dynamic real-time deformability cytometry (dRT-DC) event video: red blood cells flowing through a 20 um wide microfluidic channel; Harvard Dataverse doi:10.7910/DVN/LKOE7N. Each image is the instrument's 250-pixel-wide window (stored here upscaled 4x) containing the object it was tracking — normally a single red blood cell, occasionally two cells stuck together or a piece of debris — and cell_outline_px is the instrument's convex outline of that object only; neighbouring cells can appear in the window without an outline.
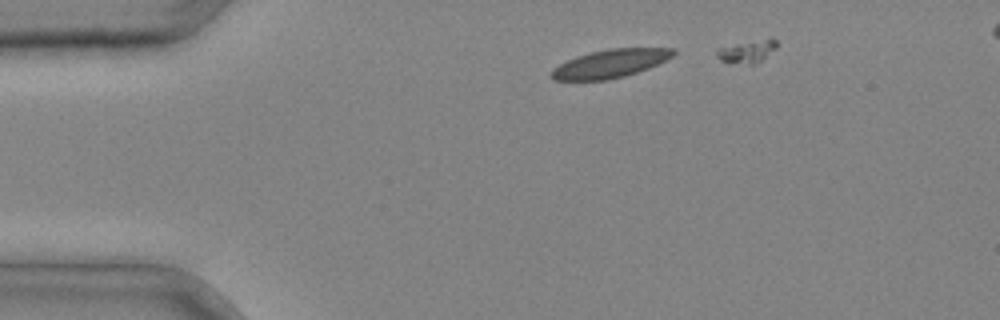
{"species": "common noctule bat (a hibernating species)", "species_latin": "Nyctalus noctula", "temperature_condition": "cold", "stored_images_in_passage": 10, "camera_frame_rate_fps": 3000, "um_per_image_px": 0.085, "animal": {"sex": "male", "body_mass_g": 20.4}, "frame": {"image": 1, "passage_image": 1, "time_ms": 0.0, "image_size_px": [1000, 320], "cell_outline_px": [[676, 52], [672, 56], [648, 68], [624, 76], [604, 80], [552, 80], [548, 76], [552, 68], [576, 56], [608, 48], [676, 48]], "centroid_in_image_um": [51.82, 5.4], "position_along_channel_um": 33.2, "area_um2": 19.94}}